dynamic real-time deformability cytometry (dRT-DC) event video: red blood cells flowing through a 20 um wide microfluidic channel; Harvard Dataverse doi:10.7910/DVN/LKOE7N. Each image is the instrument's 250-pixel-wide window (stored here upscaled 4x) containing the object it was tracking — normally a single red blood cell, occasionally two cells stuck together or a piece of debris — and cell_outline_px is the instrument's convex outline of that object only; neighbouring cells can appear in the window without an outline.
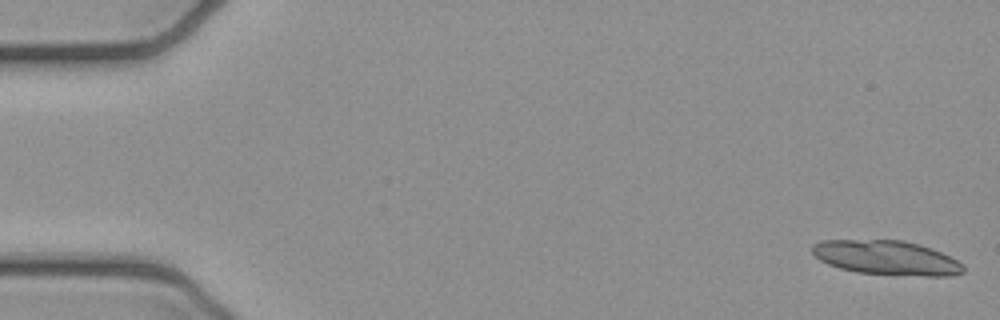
{"species": "common noctule bat (a hibernating species)", "species_latin": "Nyctalus noctula", "temperature_condition": "cold", "stored_images_in_passage": 29, "segment_of_instrument_passage": [1, 2], "camera_frame_rate_fps": 3000, "um_per_image_px": 0.085, "animal": {"sex": "female", "body_mass_g": 21.9}, "frame": {"image": 1, "passage_image": 1, "time_ms": 0.0, "image_size_px": [1000, 320], "cell_outline_px": [[964, 272], [952, 276], [924, 276], [856, 272], [840, 268], [828, 264], [820, 260], [812, 252], [812, 244], [820, 240], [904, 240], [920, 244], [932, 248], [964, 264]], "centroid_in_image_um": [75.36, 21.9], "position_along_channel_um": 9.6, "area_um2": 30.29}}